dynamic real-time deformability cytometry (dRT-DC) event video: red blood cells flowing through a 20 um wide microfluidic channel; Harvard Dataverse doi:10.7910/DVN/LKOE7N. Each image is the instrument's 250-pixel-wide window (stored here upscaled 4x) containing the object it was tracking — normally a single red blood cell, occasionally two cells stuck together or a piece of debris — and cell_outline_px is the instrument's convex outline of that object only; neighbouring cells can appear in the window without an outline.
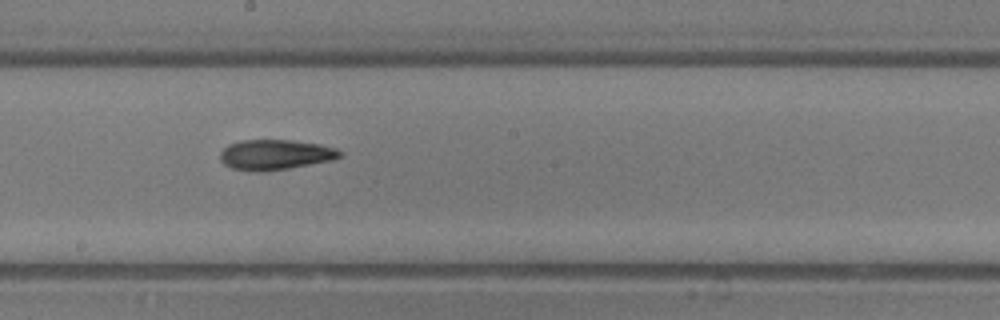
{"species": "common noctule bat (a hibernating species)", "species_latin": "Nyctalus noctula", "temperature_condition": "room temperature", "stored_images_in_passage": 7, "camera_frame_rate_fps": 3000, "um_per_image_px": 0.085, "animal": {"sex": "male", "body_mass_g": 13.3}, "frame": {"image": 1, "passage_image": 7, "time_ms": 7.667, "image_size_px": [1000, 320], "cell_outline_px": [[344, 152], [340, 156], [332, 160], [288, 168], [264, 172], [256, 172], [232, 168], [224, 164], [220, 160], [220, 152], [228, 144], [240, 140], [292, 140], [320, 144], [336, 148]], "centroid_in_image_um": [23.38, 13.14], "position_along_channel_um": 224.8, "area_um2": 21.15}}